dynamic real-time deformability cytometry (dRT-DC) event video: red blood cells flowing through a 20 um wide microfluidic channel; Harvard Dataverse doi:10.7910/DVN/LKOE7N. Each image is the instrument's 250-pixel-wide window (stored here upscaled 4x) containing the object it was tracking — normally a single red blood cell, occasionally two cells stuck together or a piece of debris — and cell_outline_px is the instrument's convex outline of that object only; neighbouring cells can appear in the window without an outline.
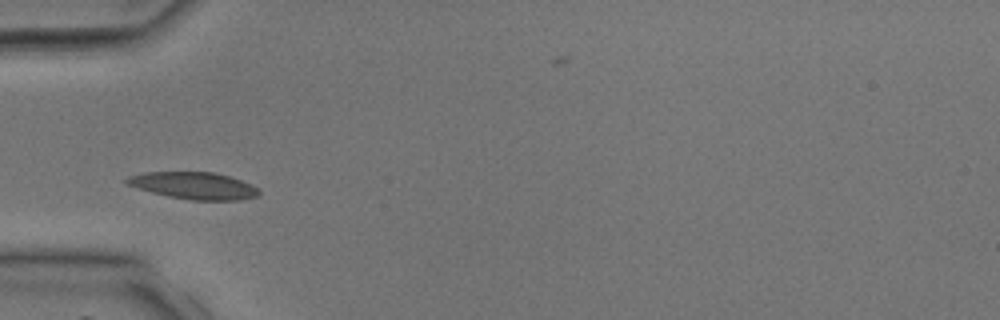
{"species": "common noctule bat (a hibernating species)", "species_latin": "Nyctalus noctula", "temperature_condition": "room temperature", "stored_images_in_passage": 28, "camera_frame_rate_fps": 3000, "um_per_image_px": 0.085, "animal": {"sex": "male", "body_mass_g": 17.9, "forearm_length_mm": 54.2}, "frame": {"image": 1, "passage_image": 1, "time_ms": 0.0, "image_size_px": [1000, 320], "cell_outline_px": [[260, 192], [256, 196], [240, 200], [192, 200], [168, 196], [152, 192], [128, 184], [124, 180], [128, 176], [144, 172], [212, 172], [228, 176], [252, 184]], "centroid_in_image_um": [16.48, 15.77], "position_along_channel_um": 68.5, "area_um2": 20.52}}
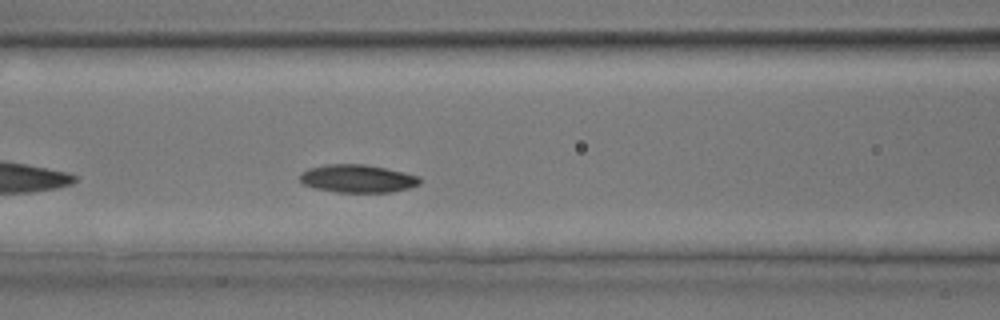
{"frame": {"image": 2, "passage_image": 5, "time_ms": 1.333, "image_size_px": [1000, 320], "cell_outline_px": [[420, 184], [408, 188], [392, 192], [336, 192], [316, 188], [304, 184], [300, 180], [300, 172], [308, 168], [324, 164], [364, 164], [384, 168], [420, 176]], "centroid_in_image_um": [30.37, 15.17], "position_along_channel_um": 136.2, "area_um2": 19.48}}
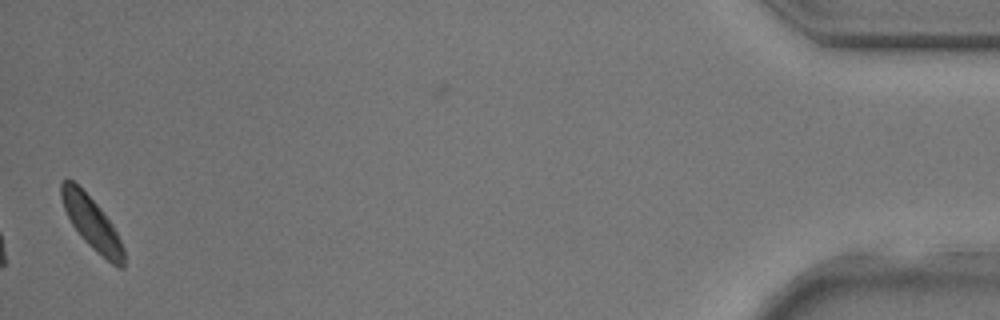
{"frame": {"image": 3, "passage_image": 27, "time_ms": 8.667, "image_size_px": [1000, 320], "cell_outline_px": [[124, 268], [120, 268], [112, 264], [96, 252], [84, 240], [72, 224], [64, 208], [60, 196], [60, 184], [64, 180], [72, 180], [100, 208], [112, 224], [124, 248]], "centroid_in_image_um": [7.81, 19.0], "position_along_channel_um": 427.4, "area_um2": 18.61}}